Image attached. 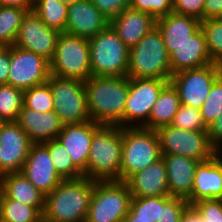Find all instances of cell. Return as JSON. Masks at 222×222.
I'll list each match as a JSON object with an SVG mask.
<instances>
[{"instance_id":"34","label":"cell","mask_w":222,"mask_h":222,"mask_svg":"<svg viewBox=\"0 0 222 222\" xmlns=\"http://www.w3.org/2000/svg\"><path fill=\"white\" fill-rule=\"evenodd\" d=\"M130 211L136 216V219L157 222L162 214V196L132 197Z\"/></svg>"},{"instance_id":"41","label":"cell","mask_w":222,"mask_h":222,"mask_svg":"<svg viewBox=\"0 0 222 222\" xmlns=\"http://www.w3.org/2000/svg\"><path fill=\"white\" fill-rule=\"evenodd\" d=\"M205 0H173V12L204 20Z\"/></svg>"},{"instance_id":"33","label":"cell","mask_w":222,"mask_h":222,"mask_svg":"<svg viewBox=\"0 0 222 222\" xmlns=\"http://www.w3.org/2000/svg\"><path fill=\"white\" fill-rule=\"evenodd\" d=\"M23 104L37 112H49L54 109L53 97L47 82L23 91Z\"/></svg>"},{"instance_id":"8","label":"cell","mask_w":222,"mask_h":222,"mask_svg":"<svg viewBox=\"0 0 222 222\" xmlns=\"http://www.w3.org/2000/svg\"><path fill=\"white\" fill-rule=\"evenodd\" d=\"M50 73L62 78L88 80L92 76L89 39L60 33L50 61Z\"/></svg>"},{"instance_id":"46","label":"cell","mask_w":222,"mask_h":222,"mask_svg":"<svg viewBox=\"0 0 222 222\" xmlns=\"http://www.w3.org/2000/svg\"><path fill=\"white\" fill-rule=\"evenodd\" d=\"M35 0H0V6L18 7L29 11H33Z\"/></svg>"},{"instance_id":"31","label":"cell","mask_w":222,"mask_h":222,"mask_svg":"<svg viewBox=\"0 0 222 222\" xmlns=\"http://www.w3.org/2000/svg\"><path fill=\"white\" fill-rule=\"evenodd\" d=\"M28 11L18 7L0 6V44L9 47L15 44L19 27Z\"/></svg>"},{"instance_id":"43","label":"cell","mask_w":222,"mask_h":222,"mask_svg":"<svg viewBox=\"0 0 222 222\" xmlns=\"http://www.w3.org/2000/svg\"><path fill=\"white\" fill-rule=\"evenodd\" d=\"M208 134L211 144L217 149V151L219 152L222 150V112L208 127Z\"/></svg>"},{"instance_id":"49","label":"cell","mask_w":222,"mask_h":222,"mask_svg":"<svg viewBox=\"0 0 222 222\" xmlns=\"http://www.w3.org/2000/svg\"><path fill=\"white\" fill-rule=\"evenodd\" d=\"M216 73L218 74V77L222 78V56L218 57L214 62H213Z\"/></svg>"},{"instance_id":"51","label":"cell","mask_w":222,"mask_h":222,"mask_svg":"<svg viewBox=\"0 0 222 222\" xmlns=\"http://www.w3.org/2000/svg\"><path fill=\"white\" fill-rule=\"evenodd\" d=\"M4 124H5V121L0 118V132H1V129H2Z\"/></svg>"},{"instance_id":"1","label":"cell","mask_w":222,"mask_h":222,"mask_svg":"<svg viewBox=\"0 0 222 222\" xmlns=\"http://www.w3.org/2000/svg\"><path fill=\"white\" fill-rule=\"evenodd\" d=\"M88 111L100 125L123 127L129 77L91 76L85 81Z\"/></svg>"},{"instance_id":"4","label":"cell","mask_w":222,"mask_h":222,"mask_svg":"<svg viewBox=\"0 0 222 222\" xmlns=\"http://www.w3.org/2000/svg\"><path fill=\"white\" fill-rule=\"evenodd\" d=\"M170 55L157 27L129 48L128 77L158 78L170 81Z\"/></svg>"},{"instance_id":"20","label":"cell","mask_w":222,"mask_h":222,"mask_svg":"<svg viewBox=\"0 0 222 222\" xmlns=\"http://www.w3.org/2000/svg\"><path fill=\"white\" fill-rule=\"evenodd\" d=\"M205 34L200 28L189 39L175 47L170 54L172 74L187 69H196L212 64Z\"/></svg>"},{"instance_id":"36","label":"cell","mask_w":222,"mask_h":222,"mask_svg":"<svg viewBox=\"0 0 222 222\" xmlns=\"http://www.w3.org/2000/svg\"><path fill=\"white\" fill-rule=\"evenodd\" d=\"M170 125L180 129L208 130L202 120L200 109L182 104Z\"/></svg>"},{"instance_id":"35","label":"cell","mask_w":222,"mask_h":222,"mask_svg":"<svg viewBox=\"0 0 222 222\" xmlns=\"http://www.w3.org/2000/svg\"><path fill=\"white\" fill-rule=\"evenodd\" d=\"M222 110V78L217 77L210 93L200 108L202 120L208 128L221 114Z\"/></svg>"},{"instance_id":"22","label":"cell","mask_w":222,"mask_h":222,"mask_svg":"<svg viewBox=\"0 0 222 222\" xmlns=\"http://www.w3.org/2000/svg\"><path fill=\"white\" fill-rule=\"evenodd\" d=\"M125 182L132 197L169 196L167 169L162 157Z\"/></svg>"},{"instance_id":"14","label":"cell","mask_w":222,"mask_h":222,"mask_svg":"<svg viewBox=\"0 0 222 222\" xmlns=\"http://www.w3.org/2000/svg\"><path fill=\"white\" fill-rule=\"evenodd\" d=\"M59 34L56 29L48 27L34 11H29L22 20L14 46L32 51L50 62Z\"/></svg>"},{"instance_id":"12","label":"cell","mask_w":222,"mask_h":222,"mask_svg":"<svg viewBox=\"0 0 222 222\" xmlns=\"http://www.w3.org/2000/svg\"><path fill=\"white\" fill-rule=\"evenodd\" d=\"M50 75V62L47 59L32 51L10 46L9 85L25 91L47 82Z\"/></svg>"},{"instance_id":"52","label":"cell","mask_w":222,"mask_h":222,"mask_svg":"<svg viewBox=\"0 0 222 222\" xmlns=\"http://www.w3.org/2000/svg\"><path fill=\"white\" fill-rule=\"evenodd\" d=\"M1 195H2V180H1V177H0V198H1Z\"/></svg>"},{"instance_id":"2","label":"cell","mask_w":222,"mask_h":222,"mask_svg":"<svg viewBox=\"0 0 222 222\" xmlns=\"http://www.w3.org/2000/svg\"><path fill=\"white\" fill-rule=\"evenodd\" d=\"M94 180L87 177L63 180L45 195L43 217L51 222H85Z\"/></svg>"},{"instance_id":"54","label":"cell","mask_w":222,"mask_h":222,"mask_svg":"<svg viewBox=\"0 0 222 222\" xmlns=\"http://www.w3.org/2000/svg\"><path fill=\"white\" fill-rule=\"evenodd\" d=\"M39 222H51V221H49V220L45 219L44 217H42Z\"/></svg>"},{"instance_id":"45","label":"cell","mask_w":222,"mask_h":222,"mask_svg":"<svg viewBox=\"0 0 222 222\" xmlns=\"http://www.w3.org/2000/svg\"><path fill=\"white\" fill-rule=\"evenodd\" d=\"M222 14V0H205L204 20L216 19Z\"/></svg>"},{"instance_id":"53","label":"cell","mask_w":222,"mask_h":222,"mask_svg":"<svg viewBox=\"0 0 222 222\" xmlns=\"http://www.w3.org/2000/svg\"><path fill=\"white\" fill-rule=\"evenodd\" d=\"M216 19L222 24V14H220Z\"/></svg>"},{"instance_id":"44","label":"cell","mask_w":222,"mask_h":222,"mask_svg":"<svg viewBox=\"0 0 222 222\" xmlns=\"http://www.w3.org/2000/svg\"><path fill=\"white\" fill-rule=\"evenodd\" d=\"M10 71V46L0 51V85L8 84Z\"/></svg>"},{"instance_id":"13","label":"cell","mask_w":222,"mask_h":222,"mask_svg":"<svg viewBox=\"0 0 222 222\" xmlns=\"http://www.w3.org/2000/svg\"><path fill=\"white\" fill-rule=\"evenodd\" d=\"M218 77L214 64L187 69L172 75L170 82L176 88L180 103L200 109Z\"/></svg>"},{"instance_id":"21","label":"cell","mask_w":222,"mask_h":222,"mask_svg":"<svg viewBox=\"0 0 222 222\" xmlns=\"http://www.w3.org/2000/svg\"><path fill=\"white\" fill-rule=\"evenodd\" d=\"M166 169L169 196L181 197L191 206V190L199 161L176 154H162Z\"/></svg>"},{"instance_id":"27","label":"cell","mask_w":222,"mask_h":222,"mask_svg":"<svg viewBox=\"0 0 222 222\" xmlns=\"http://www.w3.org/2000/svg\"><path fill=\"white\" fill-rule=\"evenodd\" d=\"M180 99L176 88L169 81L161 90L149 116V129L170 125L180 107Z\"/></svg>"},{"instance_id":"10","label":"cell","mask_w":222,"mask_h":222,"mask_svg":"<svg viewBox=\"0 0 222 222\" xmlns=\"http://www.w3.org/2000/svg\"><path fill=\"white\" fill-rule=\"evenodd\" d=\"M47 83L53 97L54 111L63 124L82 123L91 120L85 81L50 75Z\"/></svg>"},{"instance_id":"6","label":"cell","mask_w":222,"mask_h":222,"mask_svg":"<svg viewBox=\"0 0 222 222\" xmlns=\"http://www.w3.org/2000/svg\"><path fill=\"white\" fill-rule=\"evenodd\" d=\"M92 76L124 77L128 74L129 47L109 24L89 38Z\"/></svg>"},{"instance_id":"23","label":"cell","mask_w":222,"mask_h":222,"mask_svg":"<svg viewBox=\"0 0 222 222\" xmlns=\"http://www.w3.org/2000/svg\"><path fill=\"white\" fill-rule=\"evenodd\" d=\"M203 199H222V156L217 153L208 161L200 162L195 170L191 205Z\"/></svg>"},{"instance_id":"18","label":"cell","mask_w":222,"mask_h":222,"mask_svg":"<svg viewBox=\"0 0 222 222\" xmlns=\"http://www.w3.org/2000/svg\"><path fill=\"white\" fill-rule=\"evenodd\" d=\"M110 24L90 0H79L68 6L65 32L84 38H91Z\"/></svg>"},{"instance_id":"32","label":"cell","mask_w":222,"mask_h":222,"mask_svg":"<svg viewBox=\"0 0 222 222\" xmlns=\"http://www.w3.org/2000/svg\"><path fill=\"white\" fill-rule=\"evenodd\" d=\"M23 107V91L9 84L0 85V118L15 122Z\"/></svg>"},{"instance_id":"15","label":"cell","mask_w":222,"mask_h":222,"mask_svg":"<svg viewBox=\"0 0 222 222\" xmlns=\"http://www.w3.org/2000/svg\"><path fill=\"white\" fill-rule=\"evenodd\" d=\"M33 143L15 122H5L0 132V177L21 172Z\"/></svg>"},{"instance_id":"25","label":"cell","mask_w":222,"mask_h":222,"mask_svg":"<svg viewBox=\"0 0 222 222\" xmlns=\"http://www.w3.org/2000/svg\"><path fill=\"white\" fill-rule=\"evenodd\" d=\"M156 27L159 29L165 47L170 55L175 47L189 39L201 28V20L171 12L166 16L156 19Z\"/></svg>"},{"instance_id":"47","label":"cell","mask_w":222,"mask_h":222,"mask_svg":"<svg viewBox=\"0 0 222 222\" xmlns=\"http://www.w3.org/2000/svg\"><path fill=\"white\" fill-rule=\"evenodd\" d=\"M180 222H205L197 211L189 206L181 216Z\"/></svg>"},{"instance_id":"24","label":"cell","mask_w":222,"mask_h":222,"mask_svg":"<svg viewBox=\"0 0 222 222\" xmlns=\"http://www.w3.org/2000/svg\"><path fill=\"white\" fill-rule=\"evenodd\" d=\"M110 25L124 44L131 48L156 27V19L146 12L127 8L111 19Z\"/></svg>"},{"instance_id":"55","label":"cell","mask_w":222,"mask_h":222,"mask_svg":"<svg viewBox=\"0 0 222 222\" xmlns=\"http://www.w3.org/2000/svg\"><path fill=\"white\" fill-rule=\"evenodd\" d=\"M5 46L0 44V51L4 48Z\"/></svg>"},{"instance_id":"30","label":"cell","mask_w":222,"mask_h":222,"mask_svg":"<svg viewBox=\"0 0 222 222\" xmlns=\"http://www.w3.org/2000/svg\"><path fill=\"white\" fill-rule=\"evenodd\" d=\"M42 144L48 149L57 173L64 180L83 177V173L73 164L69 153L57 138Z\"/></svg>"},{"instance_id":"29","label":"cell","mask_w":222,"mask_h":222,"mask_svg":"<svg viewBox=\"0 0 222 222\" xmlns=\"http://www.w3.org/2000/svg\"><path fill=\"white\" fill-rule=\"evenodd\" d=\"M43 214L34 206L8 198L3 192L0 198V220L3 222H39Z\"/></svg>"},{"instance_id":"38","label":"cell","mask_w":222,"mask_h":222,"mask_svg":"<svg viewBox=\"0 0 222 222\" xmlns=\"http://www.w3.org/2000/svg\"><path fill=\"white\" fill-rule=\"evenodd\" d=\"M189 206L184 198L162 196V214L157 222H180L182 214Z\"/></svg>"},{"instance_id":"39","label":"cell","mask_w":222,"mask_h":222,"mask_svg":"<svg viewBox=\"0 0 222 222\" xmlns=\"http://www.w3.org/2000/svg\"><path fill=\"white\" fill-rule=\"evenodd\" d=\"M130 8L159 19L173 12V0H130Z\"/></svg>"},{"instance_id":"42","label":"cell","mask_w":222,"mask_h":222,"mask_svg":"<svg viewBox=\"0 0 222 222\" xmlns=\"http://www.w3.org/2000/svg\"><path fill=\"white\" fill-rule=\"evenodd\" d=\"M109 20L130 8V0H90Z\"/></svg>"},{"instance_id":"9","label":"cell","mask_w":222,"mask_h":222,"mask_svg":"<svg viewBox=\"0 0 222 222\" xmlns=\"http://www.w3.org/2000/svg\"><path fill=\"white\" fill-rule=\"evenodd\" d=\"M156 131L161 154H176L204 162L219 153L210 142L208 130H188L166 125Z\"/></svg>"},{"instance_id":"16","label":"cell","mask_w":222,"mask_h":222,"mask_svg":"<svg viewBox=\"0 0 222 222\" xmlns=\"http://www.w3.org/2000/svg\"><path fill=\"white\" fill-rule=\"evenodd\" d=\"M21 172L45 195L51 193L64 180L57 173L49 151L42 143L31 145Z\"/></svg>"},{"instance_id":"50","label":"cell","mask_w":222,"mask_h":222,"mask_svg":"<svg viewBox=\"0 0 222 222\" xmlns=\"http://www.w3.org/2000/svg\"><path fill=\"white\" fill-rule=\"evenodd\" d=\"M59 1L69 6V5H72L74 2L79 1V0H59Z\"/></svg>"},{"instance_id":"28","label":"cell","mask_w":222,"mask_h":222,"mask_svg":"<svg viewBox=\"0 0 222 222\" xmlns=\"http://www.w3.org/2000/svg\"><path fill=\"white\" fill-rule=\"evenodd\" d=\"M33 11L48 27L65 32L68 5L59 0H35Z\"/></svg>"},{"instance_id":"40","label":"cell","mask_w":222,"mask_h":222,"mask_svg":"<svg viewBox=\"0 0 222 222\" xmlns=\"http://www.w3.org/2000/svg\"><path fill=\"white\" fill-rule=\"evenodd\" d=\"M191 206L205 222H222V199H203Z\"/></svg>"},{"instance_id":"11","label":"cell","mask_w":222,"mask_h":222,"mask_svg":"<svg viewBox=\"0 0 222 222\" xmlns=\"http://www.w3.org/2000/svg\"><path fill=\"white\" fill-rule=\"evenodd\" d=\"M168 80L129 77V90L123 112V127L149 129L151 108Z\"/></svg>"},{"instance_id":"7","label":"cell","mask_w":222,"mask_h":222,"mask_svg":"<svg viewBox=\"0 0 222 222\" xmlns=\"http://www.w3.org/2000/svg\"><path fill=\"white\" fill-rule=\"evenodd\" d=\"M132 195L125 181H94L85 222H123Z\"/></svg>"},{"instance_id":"26","label":"cell","mask_w":222,"mask_h":222,"mask_svg":"<svg viewBox=\"0 0 222 222\" xmlns=\"http://www.w3.org/2000/svg\"><path fill=\"white\" fill-rule=\"evenodd\" d=\"M2 192L10 199L25 205L34 206L42 214L45 207V194L38 190L22 172L1 176Z\"/></svg>"},{"instance_id":"3","label":"cell","mask_w":222,"mask_h":222,"mask_svg":"<svg viewBox=\"0 0 222 222\" xmlns=\"http://www.w3.org/2000/svg\"><path fill=\"white\" fill-rule=\"evenodd\" d=\"M83 177L94 181L120 180L122 127L102 125L91 141Z\"/></svg>"},{"instance_id":"5","label":"cell","mask_w":222,"mask_h":222,"mask_svg":"<svg viewBox=\"0 0 222 222\" xmlns=\"http://www.w3.org/2000/svg\"><path fill=\"white\" fill-rule=\"evenodd\" d=\"M162 157L156 130L122 127V161L120 181L145 169Z\"/></svg>"},{"instance_id":"17","label":"cell","mask_w":222,"mask_h":222,"mask_svg":"<svg viewBox=\"0 0 222 222\" xmlns=\"http://www.w3.org/2000/svg\"><path fill=\"white\" fill-rule=\"evenodd\" d=\"M102 125L89 120L82 123L63 124L57 139L69 153L73 164L84 174L94 133Z\"/></svg>"},{"instance_id":"19","label":"cell","mask_w":222,"mask_h":222,"mask_svg":"<svg viewBox=\"0 0 222 222\" xmlns=\"http://www.w3.org/2000/svg\"><path fill=\"white\" fill-rule=\"evenodd\" d=\"M16 122L26 132L33 144L56 139L63 127V122L54 110L37 112L27 108L24 104Z\"/></svg>"},{"instance_id":"48","label":"cell","mask_w":222,"mask_h":222,"mask_svg":"<svg viewBox=\"0 0 222 222\" xmlns=\"http://www.w3.org/2000/svg\"><path fill=\"white\" fill-rule=\"evenodd\" d=\"M123 222H152V221L144 219H136V216L129 210Z\"/></svg>"},{"instance_id":"37","label":"cell","mask_w":222,"mask_h":222,"mask_svg":"<svg viewBox=\"0 0 222 222\" xmlns=\"http://www.w3.org/2000/svg\"><path fill=\"white\" fill-rule=\"evenodd\" d=\"M201 28L205 34L206 42L212 62L222 56V24L217 19L201 21Z\"/></svg>"}]
</instances>
